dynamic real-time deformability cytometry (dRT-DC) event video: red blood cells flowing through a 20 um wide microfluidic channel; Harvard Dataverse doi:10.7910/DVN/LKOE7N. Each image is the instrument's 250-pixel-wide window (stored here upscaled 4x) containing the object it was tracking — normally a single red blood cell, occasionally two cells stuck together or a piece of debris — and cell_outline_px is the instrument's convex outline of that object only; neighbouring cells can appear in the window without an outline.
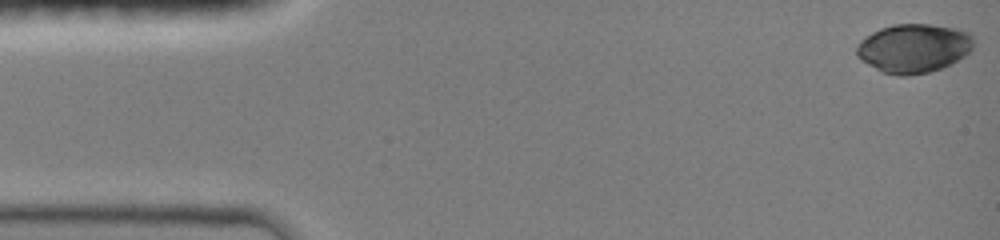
{"species": "common noctule bat (a hibernating species)", "species_latin": "Nyctalus noctula", "temperature_condition": "room temperature", "stored_images_in_passage": 29, "camera_frame_rate_fps": 3000, "um_per_image_px": 0.085, "animal": {"sex": "female", "body_mass_g": 19.0, "forearm_length_mm": 51.5}, "frame": {"image": 1, "passage_image": 1, "time_ms": 0.0, "image_size_px": [1000, 240], "cell_outline_px": [[976, 40], [972, 48], [964, 56], [940, 68], [928, 72], [908, 76], [896, 76], [880, 72], [860, 60], [856, 56], [856, 44], [864, 36], [880, 28], [892, 24], [932, 24], [960, 28], [968, 32]], "centroid_in_image_um": [77.63, 4.09], "position_along_channel_um": 7.4, "area_um2": 33.87}}